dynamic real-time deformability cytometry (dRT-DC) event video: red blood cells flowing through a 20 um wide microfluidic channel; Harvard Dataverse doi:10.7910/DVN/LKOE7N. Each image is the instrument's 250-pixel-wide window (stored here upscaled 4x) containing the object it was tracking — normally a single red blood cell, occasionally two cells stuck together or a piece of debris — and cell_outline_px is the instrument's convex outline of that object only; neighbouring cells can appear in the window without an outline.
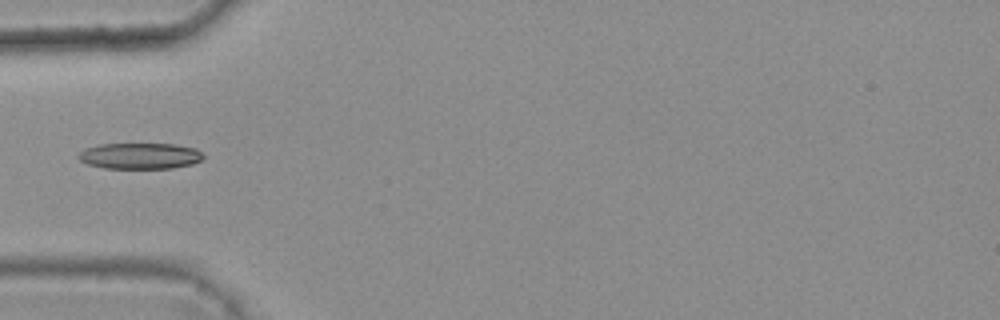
{"species": "common noctule bat (a hibernating species)", "species_latin": "Nyctalus noctula", "temperature_condition": "warm", "stored_images_in_passage": 4, "camera_frame_rate_fps": 3000, "um_per_image_px": 0.085, "animal": {"sex": "female", "body_mass_g": 25.1}, "frame": {"image": 1, "passage_image": 4, "time_ms": 1.0, "image_size_px": [1000, 320], "cell_outline_px": [[204, 156], [200, 160], [192, 164], [172, 168], [104, 168], [88, 164], [80, 160], [76, 156], [84, 148], [96, 144], [176, 144], [196, 148]], "centroid_in_image_um": [11.87, 13.24], "position_along_channel_um": 73.1, "area_um2": 19.02}}